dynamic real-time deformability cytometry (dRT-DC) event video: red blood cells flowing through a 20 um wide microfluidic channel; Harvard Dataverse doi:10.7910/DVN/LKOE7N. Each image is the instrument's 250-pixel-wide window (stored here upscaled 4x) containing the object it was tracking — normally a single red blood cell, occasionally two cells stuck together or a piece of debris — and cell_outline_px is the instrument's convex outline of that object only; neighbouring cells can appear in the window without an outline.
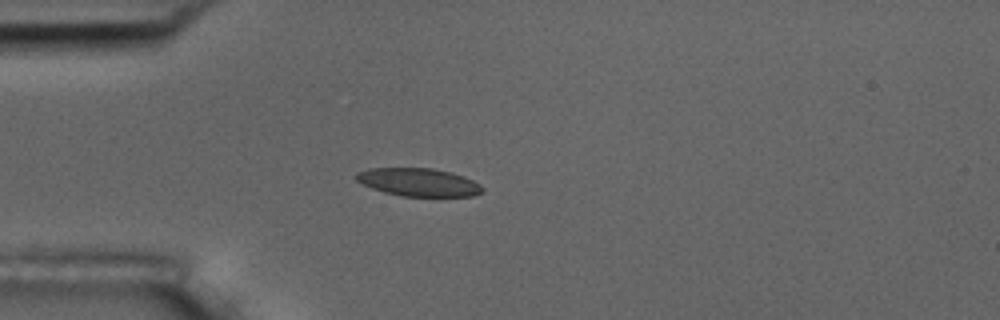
{"species": "common noctule bat (a hibernating species)", "species_latin": "Nyctalus noctula", "temperature_condition": "room temperature", "stored_images_in_passage": 1, "camera_frame_rate_fps": 3000, "um_per_image_px": 0.085, "animal": {"sex": "male", "body_mass_g": 17.5, "forearm_length_mm": 52.3}, "frame": {"image": 1, "passage_image": 1, "time_ms": 0.0, "image_size_px": [1000, 320], "cell_outline_px": [[484, 192], [472, 196], [400, 196], [384, 192], [372, 188], [356, 180], [352, 176], [356, 172], [368, 168], [432, 168], [452, 172], [464, 176], [480, 184], [484, 188]], "centroid_in_image_um": [35.57, 15.48], "position_along_channel_um": 49.4, "area_um2": 20.81}}